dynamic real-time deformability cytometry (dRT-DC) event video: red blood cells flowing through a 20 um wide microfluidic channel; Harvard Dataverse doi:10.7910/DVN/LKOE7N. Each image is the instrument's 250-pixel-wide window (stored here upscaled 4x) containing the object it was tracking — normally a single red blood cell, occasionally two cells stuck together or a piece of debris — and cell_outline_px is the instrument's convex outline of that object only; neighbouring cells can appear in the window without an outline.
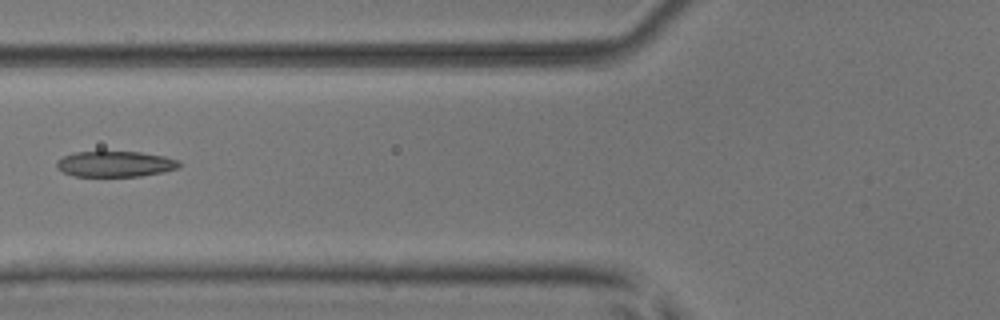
{"species": "common noctule bat (a hibernating species)", "species_latin": "Nyctalus noctula", "temperature_condition": "room temperature", "stored_images_in_passage": 7, "camera_frame_rate_fps": 3000, "um_per_image_px": 0.085, "animal": {"sex": "male", "body_mass_g": 17.9, "forearm_length_mm": 54.2}, "frame": {"image": 1, "passage_image": 6, "time_ms": 6.0, "image_size_px": [1000, 320], "cell_outline_px": [[180, 168], [164, 172], [140, 176], [76, 176], [64, 172], [56, 168], [56, 160], [72, 152], [140, 152], [164, 156], [180, 160]], "centroid_in_image_um": [9.81, 13.94], "position_along_channel_um": 116.0, "area_um2": 18.44}}
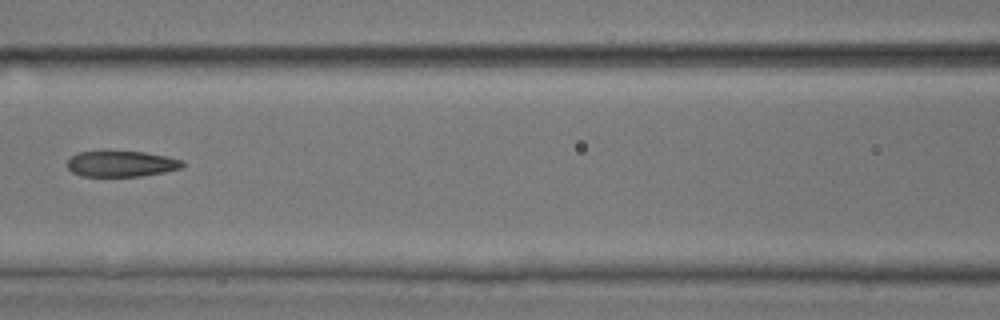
{"frame": {"image": 2, "passage_image": 7, "time_ms": 7.0, "image_size_px": [1000, 320], "cell_outline_px": [[184, 168], [164, 172], [140, 176], [84, 176], [72, 172], [68, 168], [68, 160], [76, 152], [104, 148], [144, 152], [168, 156], [184, 160]], "centroid_in_image_um": [10.31, 13.87], "position_along_channel_um": 156.3, "area_um2": 18.26}}